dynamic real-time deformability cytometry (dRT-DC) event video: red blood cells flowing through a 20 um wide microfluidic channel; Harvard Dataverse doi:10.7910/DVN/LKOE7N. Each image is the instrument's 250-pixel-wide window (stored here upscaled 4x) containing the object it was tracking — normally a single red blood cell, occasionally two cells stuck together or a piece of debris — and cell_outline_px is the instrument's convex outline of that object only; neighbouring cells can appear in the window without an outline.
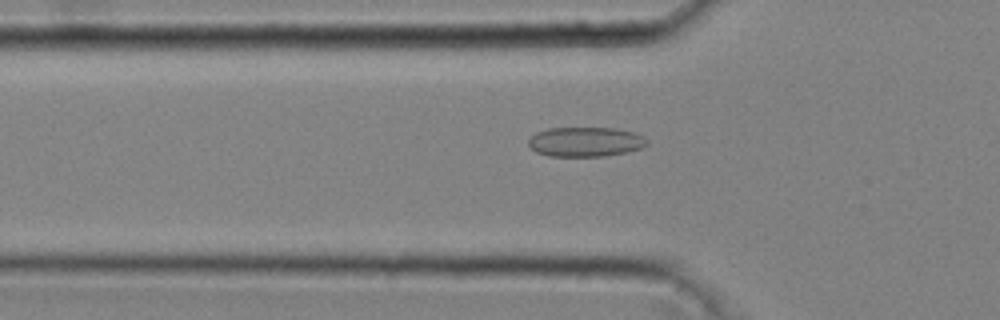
{"species": "common noctule bat (a hibernating species)", "species_latin": "Nyctalus noctula", "temperature_condition": "cold", "stored_images_in_passage": 44, "camera_frame_rate_fps": 3000, "um_per_image_px": 0.085, "animal": {"sex": "male", "body_mass_g": 20.4}, "frame": {"image": 1, "passage_image": 16, "time_ms": 5.0, "image_size_px": [1000, 320], "cell_outline_px": [[648, 144], [640, 148], [628, 152], [604, 156], [548, 156], [536, 152], [528, 144], [528, 140], [536, 132], [548, 128], [612, 128], [632, 132], [644, 136], [648, 140]], "centroid_in_image_um": [49.76, 12.06], "position_along_channel_um": 76.0, "area_um2": 20.46}}
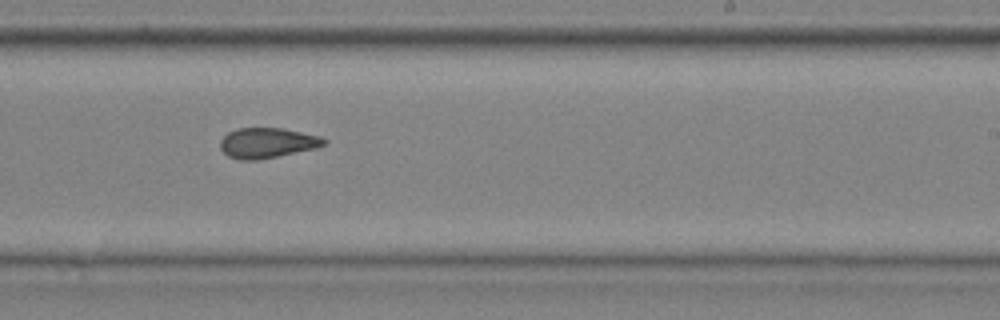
{"frame": {"image": 2, "passage_image": 30, "time_ms": 9.667, "image_size_px": [1000, 320], "cell_outline_px": [[328, 140], [324, 144], [316, 148], [256, 160], [240, 160], [228, 156], [220, 148], [220, 140], [228, 132], [236, 128], [280, 128], [320, 136]], "centroid_in_image_um": [22.68, 12.14], "position_along_channel_um": 266.3, "area_um2": 18.09}}
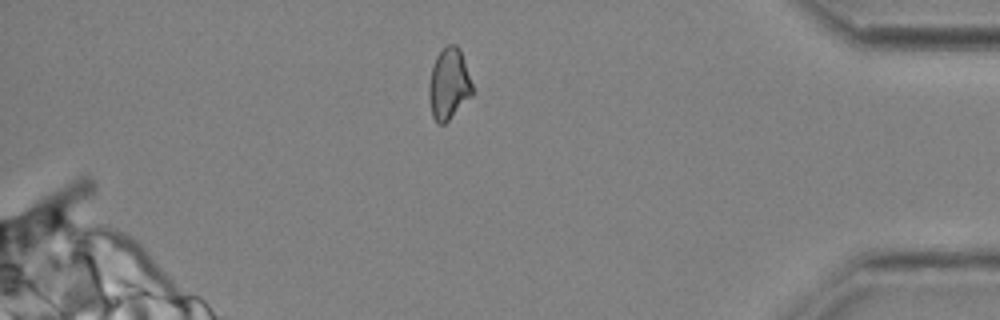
{"frame": {"image": 3, "passage_image": 42, "time_ms": 13.667, "image_size_px": [1000, 320], "cell_outline_px": [[472, 96], [444, 124], [436, 124], [432, 116], [428, 96], [428, 88], [432, 68], [436, 56], [448, 44], [456, 44], [460, 48], [472, 84]], "centroid_in_image_um": [38.14, 7.15], "position_along_channel_um": 397.1, "area_um2": 17.98}, "authors_computed_cell_mechanics": {"area_um2": 18.785, "velocity_mm_per_s": 4.0766, "shape_relaxation_time_tau1_ms": null, "shape_relaxation_time_tau2_ms": 2.3234, "deformation_change_tau1": null, "deformation_change_tau2": 0.0834}}